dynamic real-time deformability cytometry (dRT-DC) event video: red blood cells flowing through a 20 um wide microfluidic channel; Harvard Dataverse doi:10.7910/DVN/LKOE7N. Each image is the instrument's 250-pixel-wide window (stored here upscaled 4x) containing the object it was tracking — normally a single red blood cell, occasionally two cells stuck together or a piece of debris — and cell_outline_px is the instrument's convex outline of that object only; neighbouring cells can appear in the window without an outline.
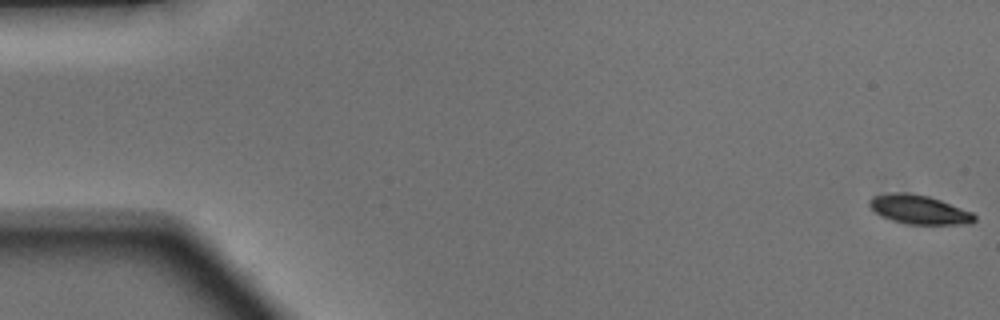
{"species": "Egyptian fruit bat (a non-hibernating species)", "species_latin": "Rousettus aegyptiacus", "temperature_condition": "warm", "stored_images_in_passage": 50, "segment_of_instrument_passage": [1, 2], "camera_frame_rate_fps": 3000, "um_per_image_px": 0.085, "animal": {"sex": "male"}, "frame": {"image": 1, "passage_image": 1, "time_ms": 0.0, "image_size_px": [1000, 320], "cell_outline_px": [[976, 220], [968, 224], [908, 224], [892, 220], [876, 212], [868, 204], [868, 200], [872, 196], [888, 192], [904, 192], [928, 196], [940, 200], [972, 212], [976, 216]], "centroid_in_image_um": [78.11, 17.8], "position_along_channel_um": 6.9, "area_um2": 17.63}}
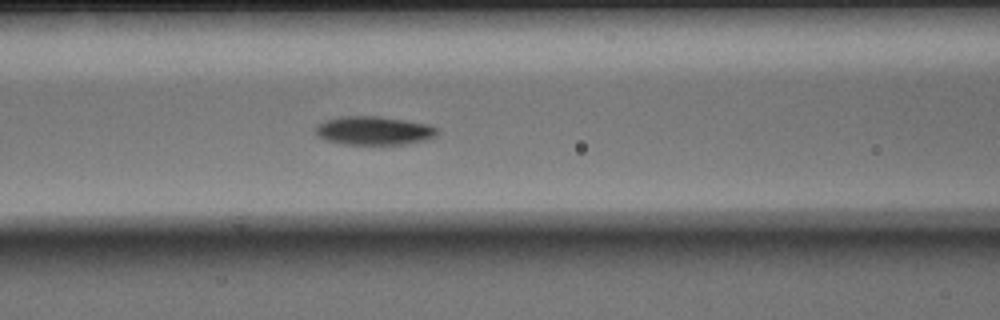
{"frame": {"image": 2, "passage_image": 21, "time_ms": 6.667, "image_size_px": [1000, 320], "cell_outline_px": [[440, 132], [436, 136], [424, 140], [404, 144], [340, 144], [324, 140], [316, 132], [316, 128], [324, 120], [340, 116], [376, 116], [404, 120], [428, 124], [440, 128]], "centroid_in_image_um": [31.81, 11.1], "position_along_channel_um": 134.8, "area_um2": 20.29}}
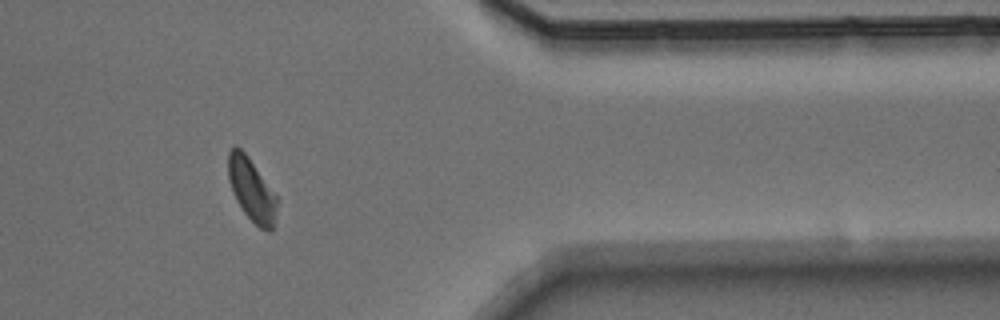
{"frame": {"image": 3, "passage_image": 41, "time_ms": 13.333, "image_size_px": [1000, 320], "cell_outline_px": [[276, 204], [272, 228], [268, 232], [260, 228], [244, 212], [236, 200], [232, 192], [228, 180], [228, 152], [236, 144], [248, 156], [276, 196]], "centroid_in_image_um": [21.33, 16.09], "position_along_channel_um": 390.1, "area_um2": 17.4}}